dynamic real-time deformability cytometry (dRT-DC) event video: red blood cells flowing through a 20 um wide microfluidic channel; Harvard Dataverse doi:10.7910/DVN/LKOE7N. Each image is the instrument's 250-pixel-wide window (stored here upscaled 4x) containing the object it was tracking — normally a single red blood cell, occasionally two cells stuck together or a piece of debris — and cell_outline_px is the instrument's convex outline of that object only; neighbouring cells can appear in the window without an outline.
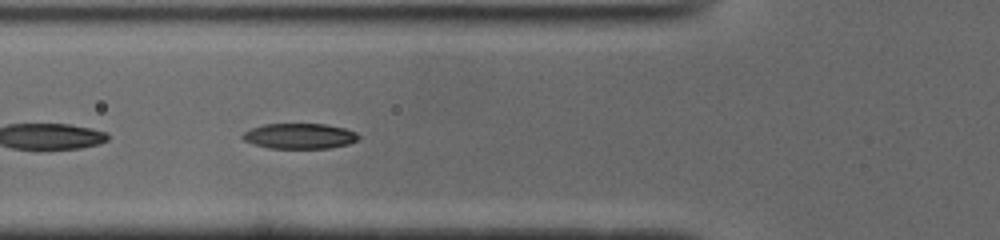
{"species": "common noctule bat (a hibernating species)", "species_latin": "Nyctalus noctula", "temperature_condition": "cold", "stored_images_in_passage": 21, "segment_of_instrument_passage": [2, 2], "camera_frame_rate_fps": 3000, "um_per_image_px": 0.085, "animal": {"sex": "male", "body_mass_g": 19.0, "forearm_length_mm": 50.8}, "frame": {"image": 1, "passage_image": 18, "time_ms": 5.667, "image_size_px": [1000, 240], "cell_outline_px": [[360, 136], [356, 140], [348, 144], [328, 148], [268, 148], [244, 140], [240, 136], [244, 132], [252, 128], [264, 124], [324, 124], [344, 128], [356, 132]], "centroid_in_image_um": [25.46, 11.56], "position_along_channel_um": 100.3, "area_um2": 16.99}}